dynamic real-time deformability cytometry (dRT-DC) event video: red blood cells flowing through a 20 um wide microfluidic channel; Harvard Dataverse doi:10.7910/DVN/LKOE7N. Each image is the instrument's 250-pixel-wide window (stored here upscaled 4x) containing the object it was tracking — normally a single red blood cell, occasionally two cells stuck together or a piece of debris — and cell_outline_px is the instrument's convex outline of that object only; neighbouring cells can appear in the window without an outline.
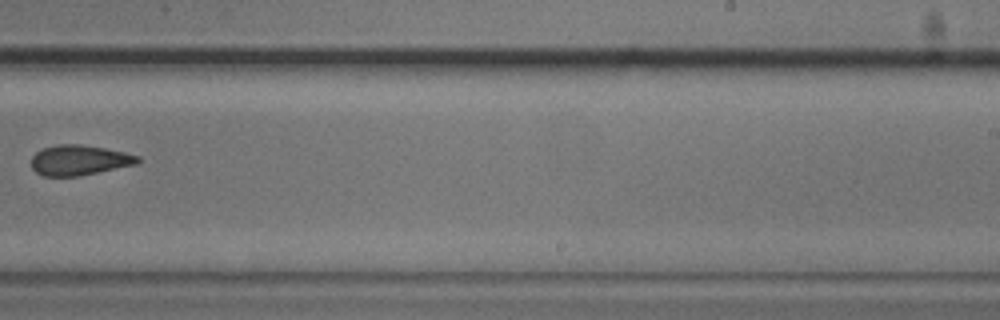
{"species": "common noctule bat (a hibernating species)", "species_latin": "Nyctalus noctula", "temperature_condition": "cold", "stored_images_in_passage": 7, "camera_frame_rate_fps": 3000, "um_per_image_px": 0.085, "animal": {"sex": "male", "body_mass_g": 20.5, "forearm_length_mm": 52.5}, "frame": {"image": 1, "passage_image": 6, "time_ms": 1.667, "image_size_px": [1000, 320], "cell_outline_px": [[140, 160], [136, 164], [80, 176], [44, 176], [36, 172], [32, 168], [32, 156], [36, 152], [44, 148], [56, 144], [80, 144], [104, 148], [124, 152], [140, 156]], "centroid_in_image_um": [6.73, 13.61], "position_along_channel_um": 282.3, "area_um2": 18.67}}
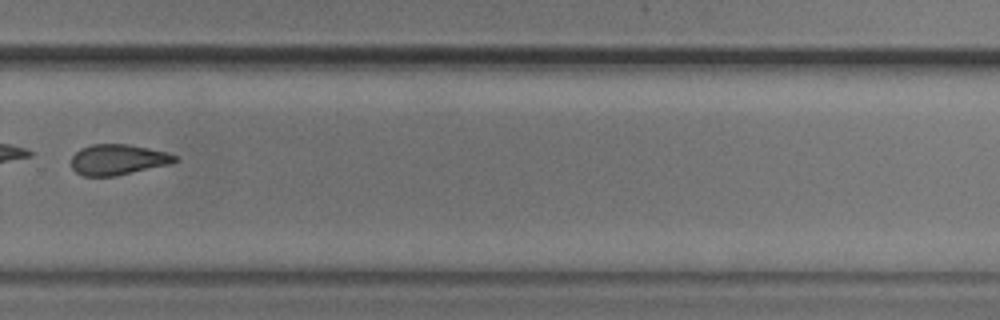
{"frame": {"image": 2, "passage_image": 7, "time_ms": 2.0, "image_size_px": [1000, 320], "cell_outline_px": [[180, 160], [172, 164], [116, 176], [84, 176], [76, 172], [72, 168], [72, 156], [80, 148], [92, 144], [128, 144], [168, 152], [176, 156]], "centroid_in_image_um": [10.06, 13.57], "position_along_channel_um": 319.7, "area_um2": 18.67}}